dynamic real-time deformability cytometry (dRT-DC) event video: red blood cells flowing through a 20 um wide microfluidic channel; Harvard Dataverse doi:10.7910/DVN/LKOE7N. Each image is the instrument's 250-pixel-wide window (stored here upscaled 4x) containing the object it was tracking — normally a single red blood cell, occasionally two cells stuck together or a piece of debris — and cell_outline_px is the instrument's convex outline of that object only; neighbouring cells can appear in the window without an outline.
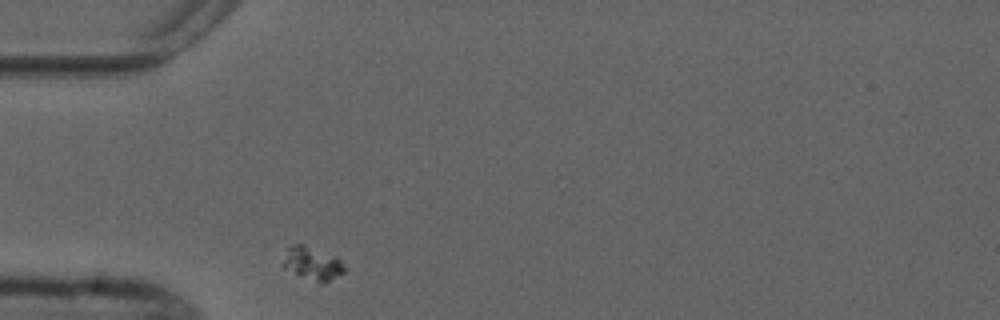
{"species": "common noctule bat (a hibernating species)", "species_latin": "Nyctalus noctula", "temperature_condition": "cold", "stored_images_in_passage": 1, "camera_frame_rate_fps": 3000, "um_per_image_px": 0.085, "animal": {"sex": "male", "forearm_length_mm": 52.5}, "frame": {"image": 1, "passage_image": 1, "time_ms": 0.0, "image_size_px": [1000, 320], "cell_outline_px": [[344, 272], [328, 280], [316, 280], [284, 268], [280, 264], [288, 248], [292, 244], [304, 244], [336, 256], [340, 260], [344, 268]], "centroid_in_image_um": [26.51, 22.32], "position_along_channel_um": 58.5, "area_um2": 11.27}}